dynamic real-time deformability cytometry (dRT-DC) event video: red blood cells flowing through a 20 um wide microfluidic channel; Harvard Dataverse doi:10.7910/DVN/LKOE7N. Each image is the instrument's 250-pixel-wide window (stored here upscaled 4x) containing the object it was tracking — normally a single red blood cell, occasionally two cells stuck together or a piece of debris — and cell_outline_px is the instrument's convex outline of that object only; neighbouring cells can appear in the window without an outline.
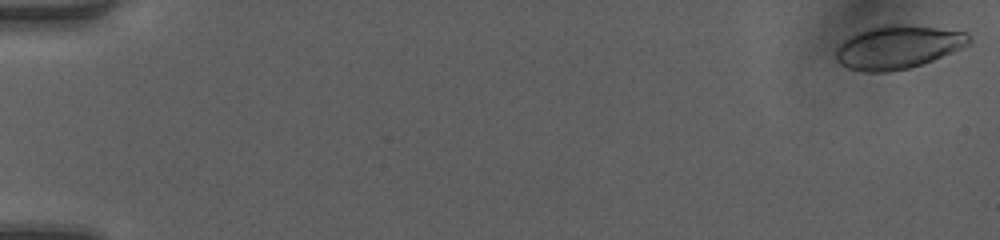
{"species": "human", "species_latin": "Homo sapiens", "temperature_condition": "room temperature", "stored_images_in_passage": 49, "camera_frame_rate_fps": 3000, "um_per_image_px": 0.085, "donor": {"sex": "female"}, "frame": {"image": 1, "passage_image": 1, "time_ms": 0.0, "image_size_px": [1000, 240], "cell_outline_px": [[972, 44], [932, 60], [908, 68], [888, 72], [864, 72], [848, 68], [840, 64], [836, 60], [836, 48], [844, 40], [856, 32], [880, 24], [904, 24], [936, 28], [964, 32], [972, 36]], "centroid_in_image_um": [76.31, 4.0], "position_along_channel_um": 8.7, "area_um2": 33.7}}
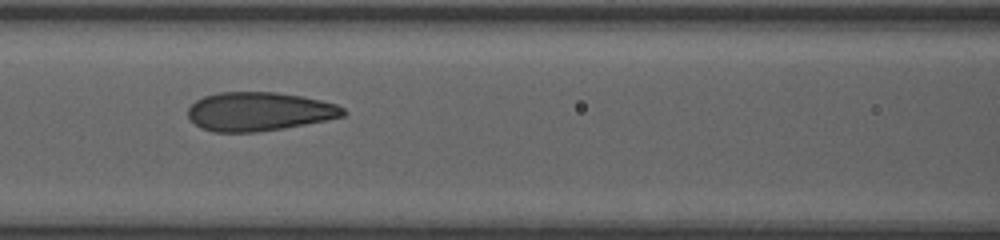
{"frame": {"image": 2, "passage_image": 23, "time_ms": 7.333, "image_size_px": [1000, 240], "cell_outline_px": [[348, 112], [344, 116], [328, 120], [284, 128], [256, 132], [212, 132], [200, 128], [188, 120], [188, 108], [196, 100], [204, 96], [220, 92], [276, 92], [300, 96], [320, 100], [336, 104], [344, 108]], "centroid_in_image_um": [22.01, 9.49], "position_along_channel_um": 144.6, "area_um2": 35.32}}
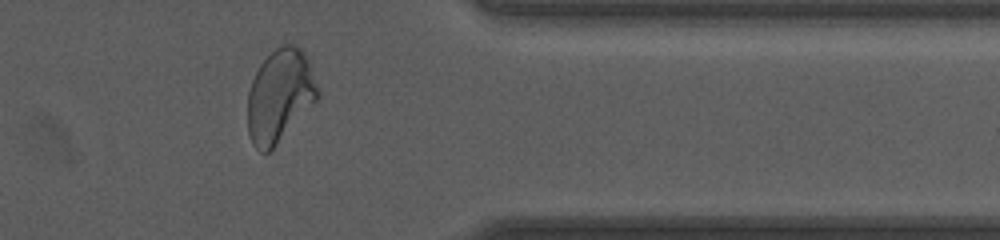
{"frame": {"image": 3, "passage_image": 41, "time_ms": 13.333, "image_size_px": [1000, 240], "cell_outline_px": [[320, 92], [316, 100], [276, 144], [268, 152], [260, 152], [252, 144], [248, 132], [248, 92], [252, 80], [260, 64], [280, 44], [292, 44], [300, 48], [304, 52], [308, 60]], "centroid_in_image_um": [23.77, 8.12], "position_along_channel_um": 387.6, "area_um2": 37.34}, "authors_computed_cell_mechanics": {"area_um2": 35.2002, "velocity_mm_per_s": 4.2311, "shape_relaxation_time_tau1_ms": 5.5302, "shape_relaxation_time_tau2_ms": 0.6109, "deformation_change_tau1": 0.2008, "deformation_change_tau2": 0.064}}